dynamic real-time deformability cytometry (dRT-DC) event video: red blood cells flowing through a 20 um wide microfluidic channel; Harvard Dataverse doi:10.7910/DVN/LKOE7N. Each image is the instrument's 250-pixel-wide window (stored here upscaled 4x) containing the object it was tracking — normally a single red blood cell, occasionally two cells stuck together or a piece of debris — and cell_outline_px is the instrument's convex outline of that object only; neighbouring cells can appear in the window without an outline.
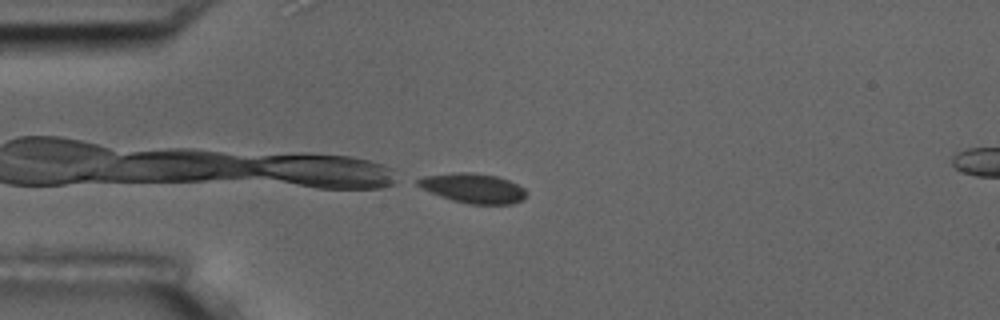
{"species": "common noctule bat (a hibernating species)", "species_latin": "Nyctalus noctula", "temperature_condition": "room temperature", "stored_images_in_passage": 4, "camera_frame_rate_fps": 3000, "um_per_image_px": 0.085, "animal": {"sex": "male", "body_mass_g": 17.5, "forearm_length_mm": 52.3}, "frame": {"image": 1, "passage_image": 4, "time_ms": 3.333, "image_size_px": [1000, 320], "cell_outline_px": [[528, 192], [524, 200], [512, 204], [468, 204], [452, 200], [440, 196], [416, 184], [416, 180], [424, 176], [456, 172], [472, 172], [496, 176], [508, 180], [524, 188]], "centroid_in_image_um": [40.26, 16.0], "position_along_channel_um": 44.7, "area_um2": 18.73}}